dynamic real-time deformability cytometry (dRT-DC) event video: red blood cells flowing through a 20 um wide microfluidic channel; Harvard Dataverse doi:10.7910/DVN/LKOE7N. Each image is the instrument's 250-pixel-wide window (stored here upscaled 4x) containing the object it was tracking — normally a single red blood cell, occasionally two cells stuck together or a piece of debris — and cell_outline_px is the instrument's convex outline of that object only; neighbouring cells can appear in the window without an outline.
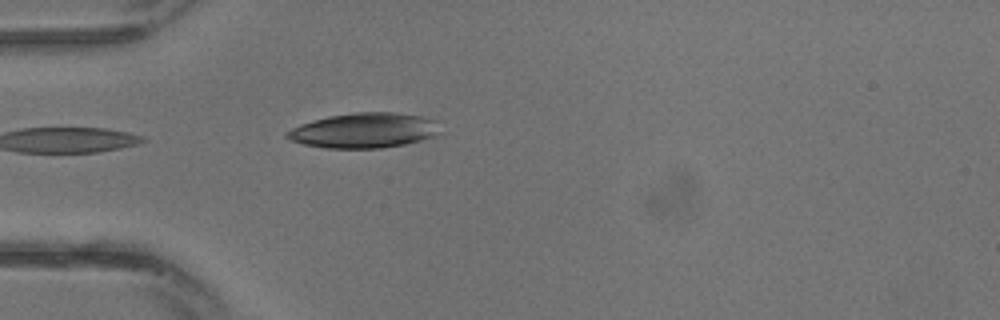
{"species": "common noctule bat (a hibernating species)", "species_latin": "Nyctalus noctula", "temperature_condition": "warm", "stored_images_in_passage": 7, "camera_frame_rate_fps": 3000, "um_per_image_px": 0.085, "animal": {"sex": "male", "body_mass_g": 13.3}, "frame": {"image": 1, "passage_image": 1, "time_ms": 0.0, "image_size_px": [1000, 320], "cell_outline_px": [[440, 132], [432, 136], [420, 140], [404, 144], [380, 148], [324, 148], [304, 144], [288, 140], [284, 136], [284, 132], [300, 124], [312, 120], [328, 116], [356, 112], [396, 112], [420, 116], [436, 120]], "centroid_in_image_um": [30.89, 11.08], "position_along_channel_um": 54.1, "area_um2": 31.33}}
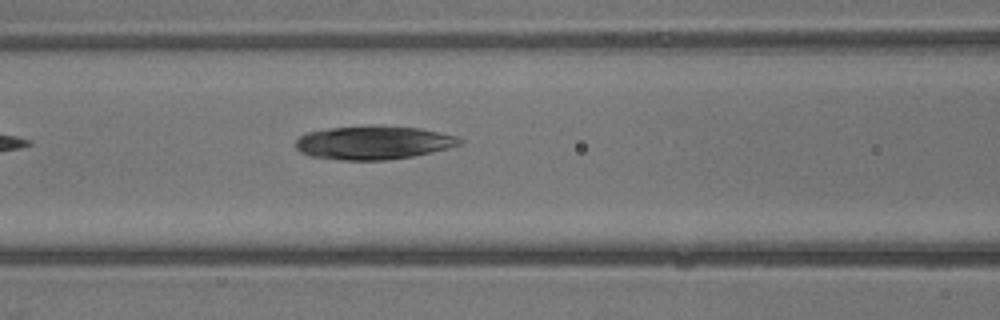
{"frame": {"image": 2, "passage_image": 5, "time_ms": 1.333, "image_size_px": [1000, 320], "cell_outline_px": [[464, 140], [460, 144], [448, 148], [412, 156], [388, 160], [340, 160], [308, 156], [300, 152], [296, 148], [296, 140], [300, 136], [308, 132], [328, 128], [420, 128], [456, 136]], "centroid_in_image_um": [31.71, 12.17], "position_along_channel_um": 134.9, "area_um2": 31.04}}
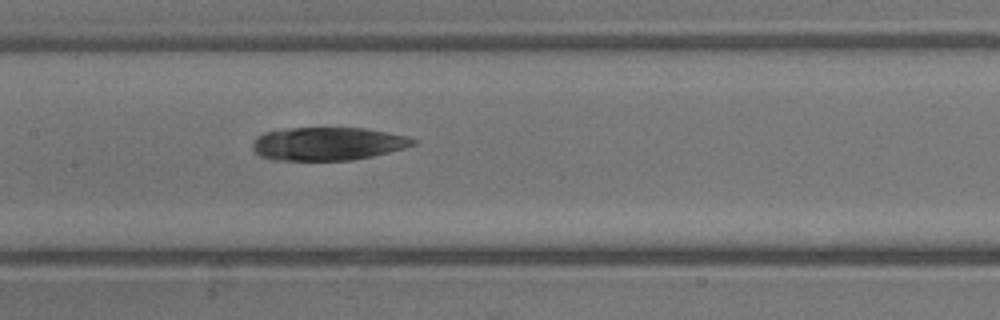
{"frame": {"image": 3, "passage_image": 7, "time_ms": 2.0, "image_size_px": [1000, 320], "cell_outline_px": [[416, 144], [404, 148], [372, 156], [352, 160], [272, 160], [260, 156], [252, 148], [252, 140], [256, 136], [264, 132], [288, 128], [364, 128], [388, 132], [408, 136], [416, 140]], "centroid_in_image_um": [27.83, 12.21], "position_along_channel_um": 179.6, "area_um2": 31.15}}